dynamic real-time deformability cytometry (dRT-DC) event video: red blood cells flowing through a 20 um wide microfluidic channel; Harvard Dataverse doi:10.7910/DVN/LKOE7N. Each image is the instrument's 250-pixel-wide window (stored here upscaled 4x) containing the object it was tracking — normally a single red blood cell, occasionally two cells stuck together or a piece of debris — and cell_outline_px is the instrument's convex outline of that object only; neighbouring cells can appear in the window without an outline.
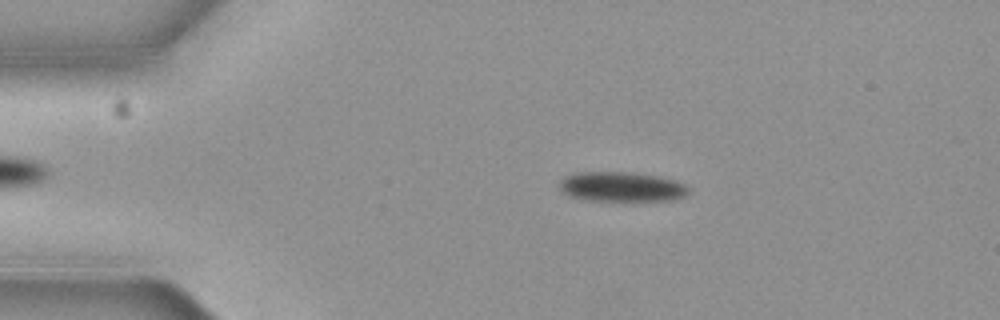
{"species": "common noctule bat (a hibernating species)", "species_latin": "Nyctalus noctula", "temperature_condition": "cold", "stored_images_in_passage": 8, "camera_frame_rate_fps": 3000, "um_per_image_px": 0.085, "animal": {"sex": "female", "body_mass_g": 19.3, "forearm_length_mm": 54.1}, "frame": {"image": 1, "passage_image": 2, "time_ms": 0.333, "image_size_px": [1000, 320], "cell_outline_px": [[688, 192], [684, 196], [668, 200], [584, 200], [568, 196], [560, 192], [560, 180], [564, 176], [576, 172], [624, 172], [656, 176], [676, 180], [684, 184], [688, 188]], "centroid_in_image_um": [52.75, 15.87], "position_along_channel_um": 32.2, "area_um2": 22.25}}
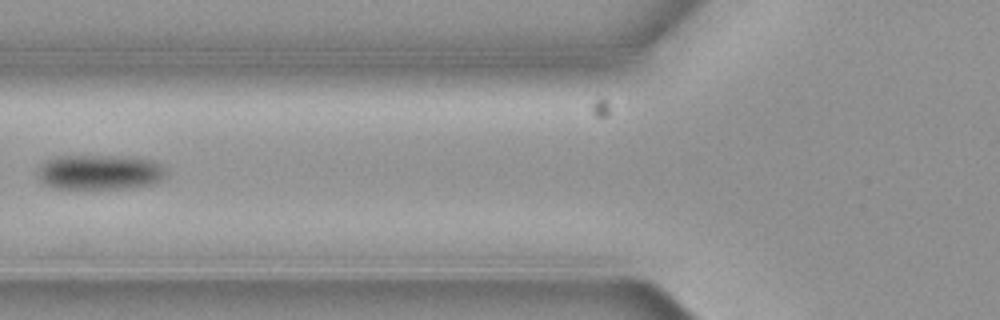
{"frame": {"image": 2, "passage_image": 5, "time_ms": 1.333, "image_size_px": [1000, 320], "cell_outline_px": [[164, 172], [160, 180], [148, 184], [124, 188], [52, 188], [44, 184], [40, 180], [36, 172], [40, 164], [44, 160], [56, 156], [112, 156], [152, 160], [160, 164]], "centroid_in_image_um": [8.34, 14.63], "position_along_channel_um": 117.5, "area_um2": 25.78}}
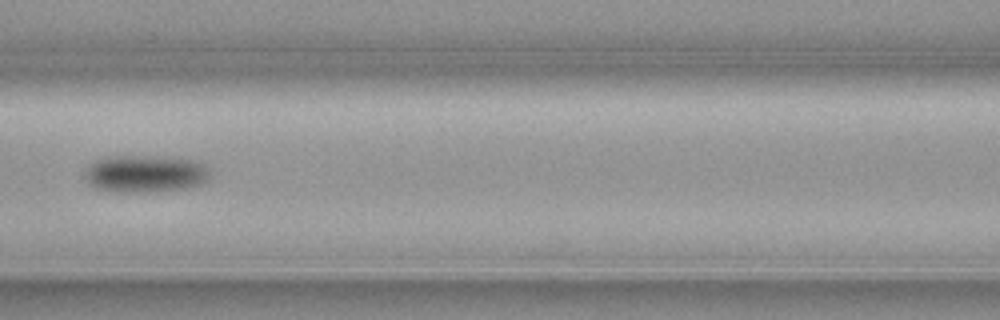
{"frame": {"image": 3, "passage_image": 6, "time_ms": 1.667, "image_size_px": [1000, 320], "cell_outline_px": [[212, 172], [208, 180], [204, 184], [184, 188], [148, 192], [116, 192], [96, 188], [88, 184], [84, 180], [84, 172], [88, 164], [96, 160], [108, 156], [172, 156], [200, 160]], "centroid_in_image_um": [12.38, 14.75], "position_along_channel_um": 154.2, "area_um2": 28.09}}